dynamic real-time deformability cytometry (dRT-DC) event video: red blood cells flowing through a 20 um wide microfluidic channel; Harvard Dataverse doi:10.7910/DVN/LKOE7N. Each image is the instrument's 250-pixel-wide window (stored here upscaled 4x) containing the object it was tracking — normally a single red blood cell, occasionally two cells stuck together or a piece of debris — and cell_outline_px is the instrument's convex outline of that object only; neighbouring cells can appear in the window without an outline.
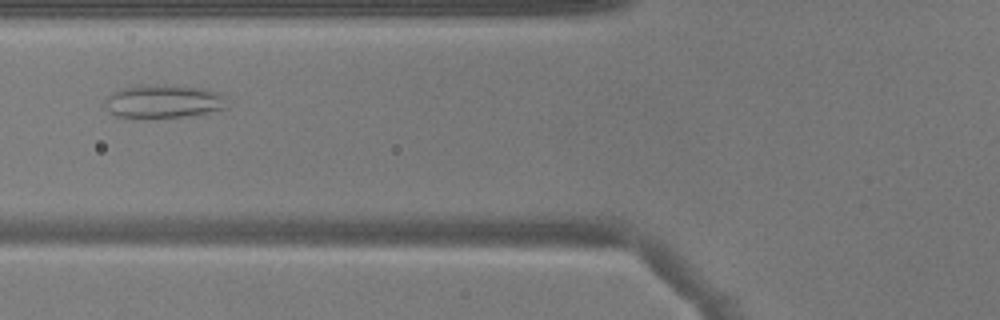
{"species": "common noctule bat (a hibernating species)", "species_latin": "Nyctalus noctula", "temperature_condition": "warm", "stored_images_in_passage": 38, "camera_frame_rate_fps": 3000, "um_per_image_px": 0.085, "animal": {"sex": "male", "body_mass_g": 17.9}, "frame": {"image": 1, "passage_image": 7, "time_ms": 2.0, "image_size_px": [1000, 320], "cell_outline_px": [[228, 108], [208, 112], [180, 116], [116, 116], [104, 104], [104, 100], [112, 92], [120, 88], [140, 84], [148, 84], [204, 88], [228, 96]], "centroid_in_image_um": [13.94, 8.57], "position_along_channel_um": 111.9, "area_um2": 23.35}}
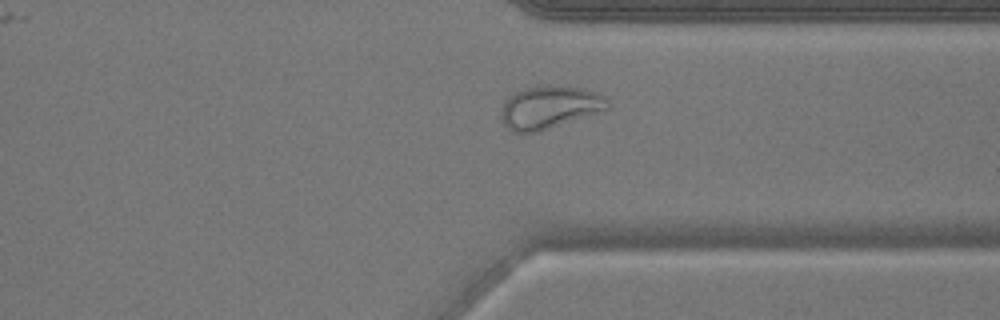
{"frame": {"image": 2, "passage_image": 26, "time_ms": 8.333, "image_size_px": [1000, 320], "cell_outline_px": [[612, 108], [540, 132], [512, 132], [504, 124], [500, 116], [500, 108], [508, 96], [512, 92], [524, 88], [580, 88], [600, 92], [612, 104]], "centroid_in_image_um": [46.72, 9.16], "position_along_channel_um": 364.7, "area_um2": 26.47}}
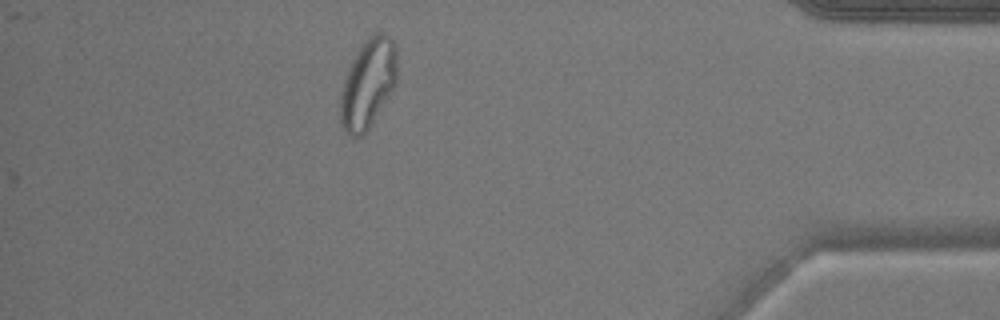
{"frame": {"image": 3, "passage_image": 32, "time_ms": 10.333, "image_size_px": [1000, 320], "cell_outline_px": [[396, 84], [368, 128], [356, 140], [348, 136], [340, 120], [340, 92], [344, 80], [352, 60], [360, 48], [376, 32], [384, 32], [392, 40], [396, 48]], "centroid_in_image_um": [31.26, 7.14], "position_along_channel_um": 403.9, "area_um2": 28.96}}